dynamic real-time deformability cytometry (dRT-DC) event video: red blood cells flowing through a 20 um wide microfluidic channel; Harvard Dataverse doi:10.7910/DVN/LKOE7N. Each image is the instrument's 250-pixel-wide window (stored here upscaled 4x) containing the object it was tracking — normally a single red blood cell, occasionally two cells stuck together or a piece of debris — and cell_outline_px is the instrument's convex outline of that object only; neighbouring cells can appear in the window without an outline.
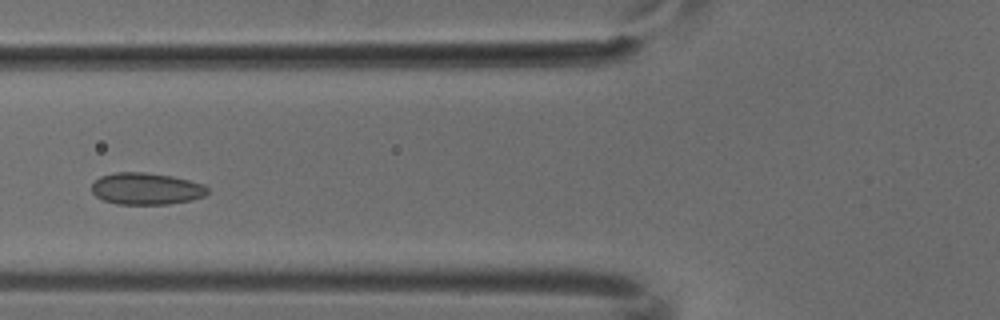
{"species": "common noctule bat (a hibernating species)", "species_latin": "Nyctalus noctula", "temperature_condition": "cold", "stored_images_in_passage": 4, "camera_frame_rate_fps": 3000, "um_per_image_px": 0.085, "animal": {"sex": "male", "body_mass_g": 18.8}, "frame": {"image": 1, "passage_image": 4, "time_ms": 1.0, "image_size_px": [1000, 320], "cell_outline_px": [[208, 192], [204, 196], [192, 200], [168, 204], [116, 204], [104, 200], [96, 196], [92, 192], [92, 184], [100, 176], [116, 172], [144, 172], [172, 176], [204, 184], [208, 188]], "centroid_in_image_um": [12.43, 16.04], "position_along_channel_um": 113.4, "area_um2": 21.5}}